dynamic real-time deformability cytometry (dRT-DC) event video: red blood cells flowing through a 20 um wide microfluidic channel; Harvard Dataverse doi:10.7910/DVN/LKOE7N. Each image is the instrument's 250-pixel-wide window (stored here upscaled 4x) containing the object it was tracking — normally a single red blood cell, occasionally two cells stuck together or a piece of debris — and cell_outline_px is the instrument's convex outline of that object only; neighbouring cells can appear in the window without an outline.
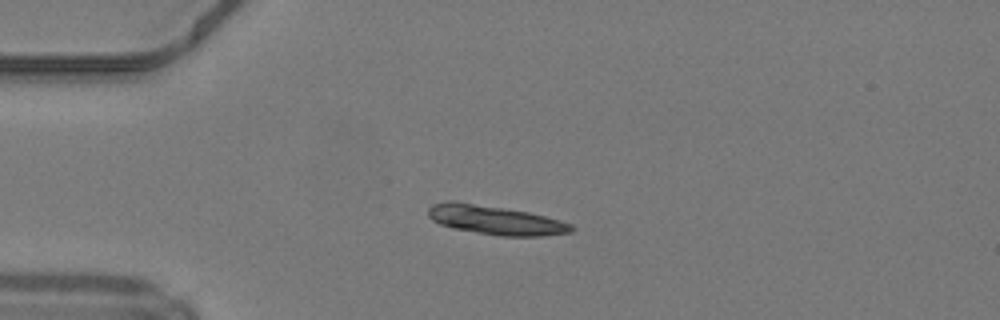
{"species": "common noctule bat (a hibernating species)", "species_latin": "Nyctalus noctula", "temperature_condition": "warm", "stored_images_in_passage": 37, "camera_frame_rate_fps": 3000, "um_per_image_px": 0.085, "animal": {"sex": "male", "body_mass_g": 19.2, "forearm_length_mm": 51.8}, "frame": {"image": 1, "passage_image": 1, "time_ms": 0.0, "image_size_px": [1000, 320], "cell_outline_px": [[576, 228], [572, 232], [540, 236], [500, 236], [452, 228], [440, 224], [432, 220], [428, 216], [428, 208], [432, 204], [448, 200], [456, 200], [528, 212], [560, 220], [572, 224]], "centroid_in_image_um": [42.08, 18.69], "position_along_channel_um": 42.9, "area_um2": 24.39}}